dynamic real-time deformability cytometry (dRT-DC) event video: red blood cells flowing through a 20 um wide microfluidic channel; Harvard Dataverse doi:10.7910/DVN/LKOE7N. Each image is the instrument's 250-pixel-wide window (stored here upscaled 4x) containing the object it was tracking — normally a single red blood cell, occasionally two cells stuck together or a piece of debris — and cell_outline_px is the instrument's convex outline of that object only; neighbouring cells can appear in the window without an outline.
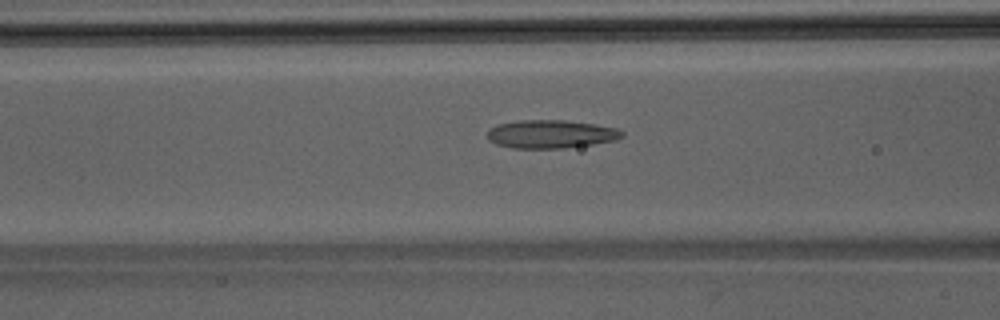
{"species": "Egyptian fruit bat (a non-hibernating species)", "species_latin": "Rousettus aegyptiacus", "temperature_condition": "room temperature", "stored_images_in_passage": 34, "camera_frame_rate_fps": 3000, "um_per_image_px": 0.085, "animal": {"sex": "male"}, "frame": {"image": 1, "passage_image": 6, "time_ms": 1.667, "image_size_px": [1000, 320], "cell_outline_px": [[624, 136], [616, 140], [592, 144], [564, 148], [512, 148], [496, 144], [488, 140], [488, 128], [496, 124], [520, 120], [564, 120], [596, 124], [616, 128], [624, 132]], "centroid_in_image_um": [46.81, 11.39], "position_along_channel_um": 119.8, "area_um2": 22.31}}
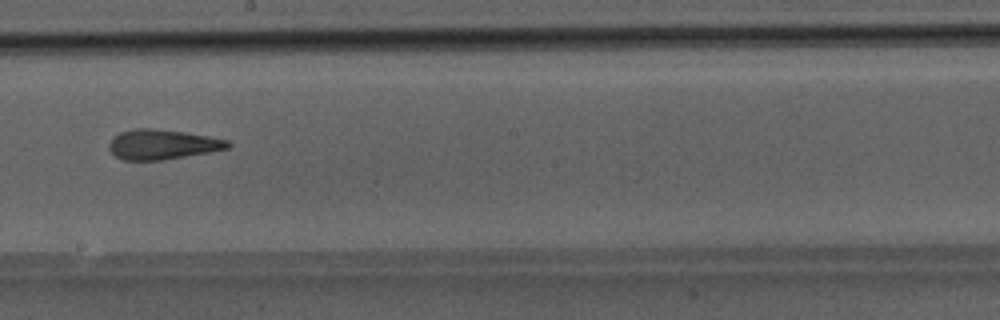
{"frame": {"image": 2, "passage_image": 14, "time_ms": 4.333, "image_size_px": [1000, 320], "cell_outline_px": [[232, 144], [228, 148], [208, 152], [164, 160], [120, 160], [108, 148], [108, 144], [112, 136], [120, 132], [136, 128], [152, 128], [184, 132], [208, 136], [228, 140]], "centroid_in_image_um": [13.76, 12.27], "position_along_channel_um": 234.4, "area_um2": 20.75}}
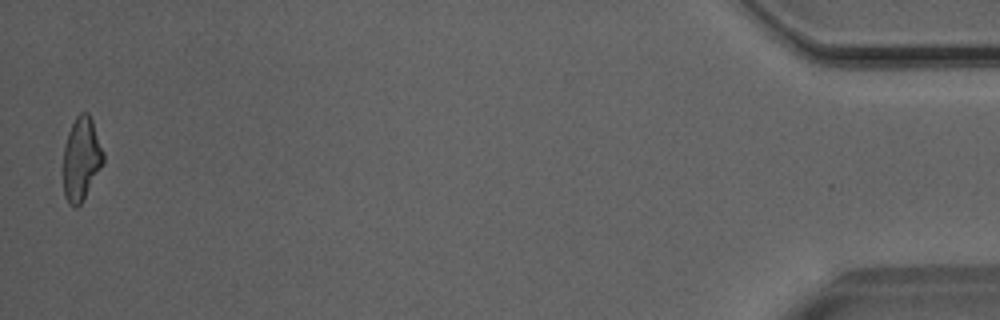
{"frame": {"image": 3, "passage_image": 34, "time_ms": 11.0, "image_size_px": [1000, 320], "cell_outline_px": [[104, 164], [80, 204], [76, 208], [72, 208], [68, 204], [64, 196], [64, 144], [68, 132], [76, 116], [80, 112], [88, 112], [92, 120], [104, 152]], "centroid_in_image_um": [6.92, 13.51], "position_along_channel_um": 428.3, "area_um2": 19.54}}